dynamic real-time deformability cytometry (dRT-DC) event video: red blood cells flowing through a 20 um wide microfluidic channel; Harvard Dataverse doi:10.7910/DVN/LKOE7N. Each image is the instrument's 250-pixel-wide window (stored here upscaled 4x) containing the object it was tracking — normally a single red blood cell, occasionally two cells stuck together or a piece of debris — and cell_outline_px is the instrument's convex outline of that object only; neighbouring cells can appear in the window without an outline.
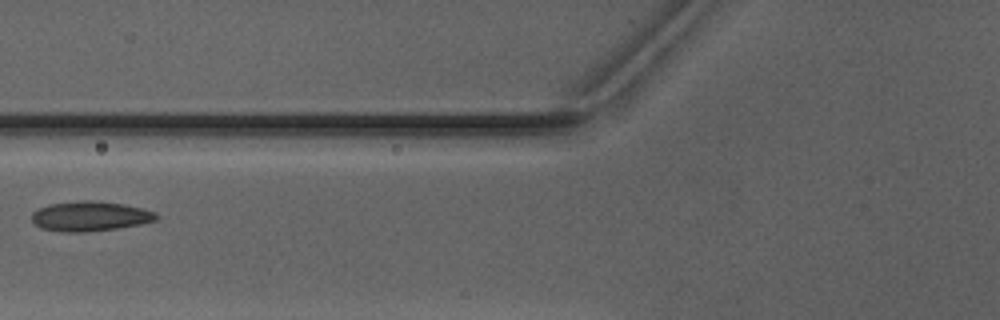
{"species": "Egyptian fruit bat (a non-hibernating species)", "species_latin": "Rousettus aegyptiacus", "temperature_condition": "warm", "stored_images_in_passage": 3, "camera_frame_rate_fps": 3000, "um_per_image_px": 0.085, "animal": {"sex": "male"}, "frame": {"image": 1, "passage_image": 3, "time_ms": 2.333, "image_size_px": [1000, 320], "cell_outline_px": [[160, 216], [156, 220], [140, 224], [116, 228], [84, 232], [64, 232], [40, 228], [32, 220], [32, 212], [48, 204], [84, 200], [88, 200], [124, 204], [156, 212]], "centroid_in_image_um": [7.65, 18.38], "position_along_channel_um": 118.1, "area_um2": 21.5}}